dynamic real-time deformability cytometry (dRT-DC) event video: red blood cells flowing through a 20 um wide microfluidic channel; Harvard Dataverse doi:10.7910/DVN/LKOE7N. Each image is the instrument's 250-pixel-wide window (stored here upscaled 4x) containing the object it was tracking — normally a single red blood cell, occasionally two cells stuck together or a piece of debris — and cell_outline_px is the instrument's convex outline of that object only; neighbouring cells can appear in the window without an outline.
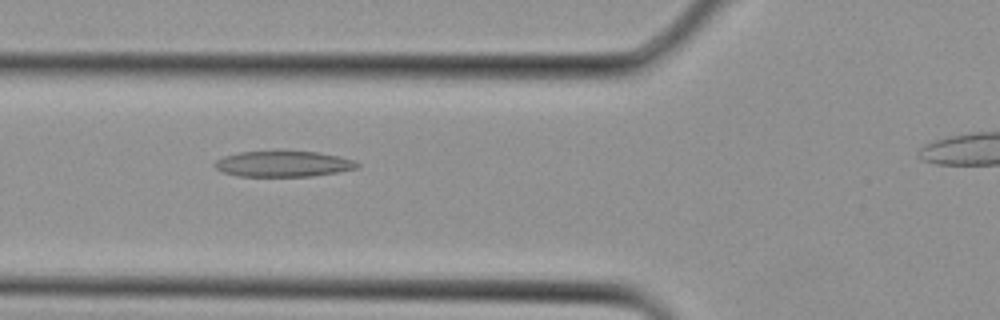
{"species": "Egyptian fruit bat (a non-hibernating species)", "species_latin": "Rousettus aegyptiacus", "temperature_condition": "cold", "stored_images_in_passage": 22, "segment_of_instrument_passage": [1, 2], "camera_frame_rate_fps": 3000, "um_per_image_px": 0.085, "animal": {"sex": "female"}, "frame": {"image": 1, "passage_image": 6, "time_ms": 1.667, "image_size_px": [1000, 320], "cell_outline_px": [[360, 164], [356, 168], [336, 172], [312, 176], [236, 176], [224, 172], [216, 168], [212, 164], [216, 160], [224, 156], [240, 152], [284, 148], [320, 152], [340, 156], [356, 160]], "centroid_in_image_um": [24.08, 13.88], "position_along_channel_um": 101.7, "area_um2": 22.37}}
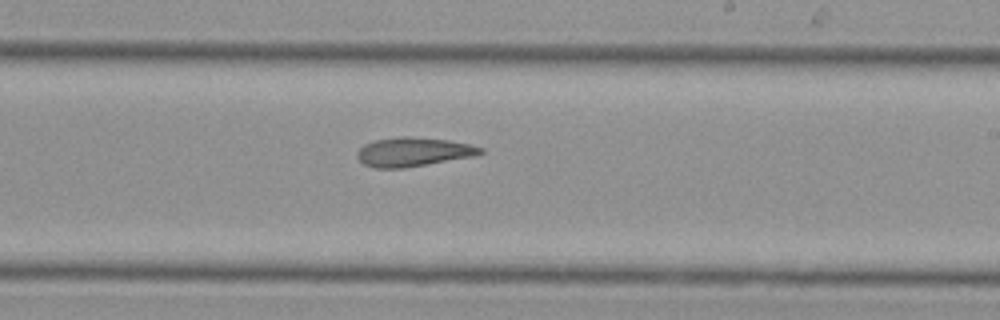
{"frame": {"image": 2, "passage_image": 13, "time_ms": 4.0, "image_size_px": [1000, 320], "cell_outline_px": [[484, 152], [476, 156], [404, 168], [376, 168], [364, 164], [356, 156], [356, 152], [364, 144], [376, 140], [400, 136], [404, 136], [448, 140], [472, 144], [484, 148]], "centroid_in_image_um": [35.16, 12.91], "position_along_channel_um": 253.8, "area_um2": 20.92}}
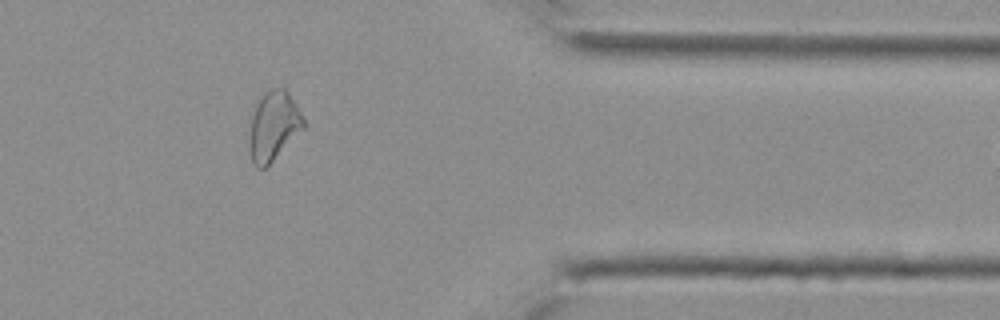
{"frame": {"image": 3, "passage_image": 20, "time_ms": 6.333, "image_size_px": [1000, 320], "cell_outline_px": [[304, 128], [264, 168], [256, 168], [252, 160], [248, 148], [248, 144], [252, 116], [256, 104], [260, 96], [264, 92], [272, 88], [284, 88], [288, 92], [296, 104], [304, 120]], "centroid_in_image_um": [23.22, 10.69], "position_along_channel_um": 388.2, "area_um2": 21.56}}